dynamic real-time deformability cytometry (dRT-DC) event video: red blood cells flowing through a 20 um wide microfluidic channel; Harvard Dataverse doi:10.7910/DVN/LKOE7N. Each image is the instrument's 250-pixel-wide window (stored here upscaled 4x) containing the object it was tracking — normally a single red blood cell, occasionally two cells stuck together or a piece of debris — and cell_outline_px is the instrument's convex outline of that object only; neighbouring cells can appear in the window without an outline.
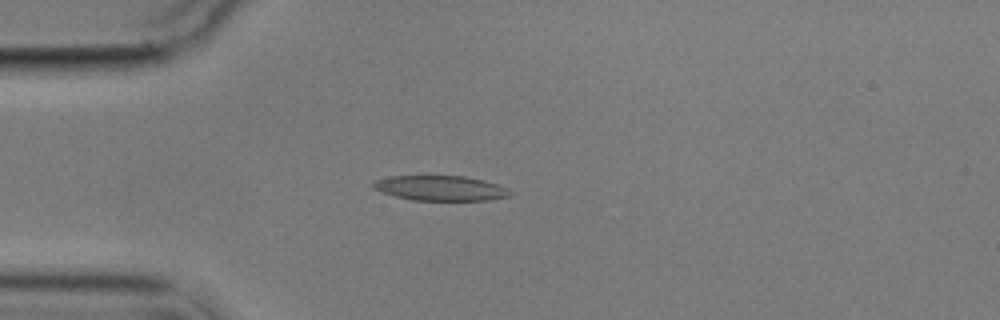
{"species": "common noctule bat (a hibernating species)", "species_latin": "Nyctalus noctula", "temperature_condition": "cold", "stored_images_in_passage": 8, "camera_frame_rate_fps": 3000, "um_per_image_px": 0.085, "animal": {"sex": "male", "body_mass_g": 17.9}, "frame": {"image": 1, "passage_image": 4, "time_ms": 4.333, "image_size_px": [1000, 320], "cell_outline_px": [[512, 192], [508, 196], [488, 200], [412, 200], [396, 196], [372, 188], [372, 184], [376, 180], [392, 176], [464, 176], [484, 180], [508, 188]], "centroid_in_image_um": [37.46, 15.99], "position_along_channel_um": 47.5, "area_um2": 19.71}}
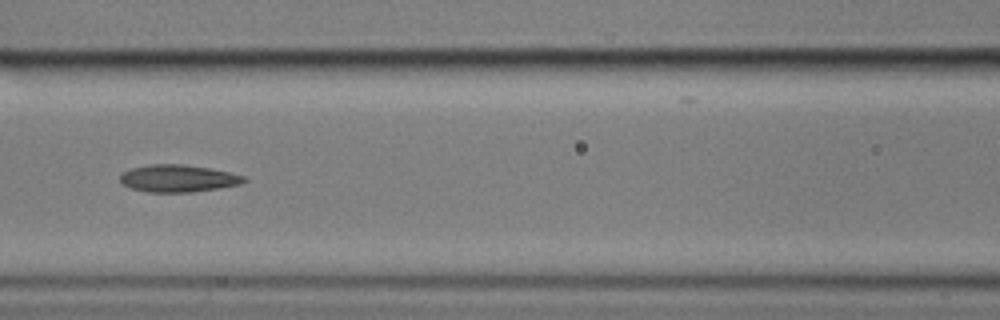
{"frame": {"image": 2, "passage_image": 7, "time_ms": 7.667, "image_size_px": [1000, 320], "cell_outline_px": [[248, 180], [240, 184], [220, 188], [192, 192], [148, 192], [132, 188], [124, 184], [120, 180], [120, 176], [124, 172], [132, 168], [148, 164], [184, 164], [208, 168], [228, 172], [244, 176]], "centroid_in_image_um": [15.15, 15.16], "position_along_channel_um": 151.4, "area_um2": 19.54}}
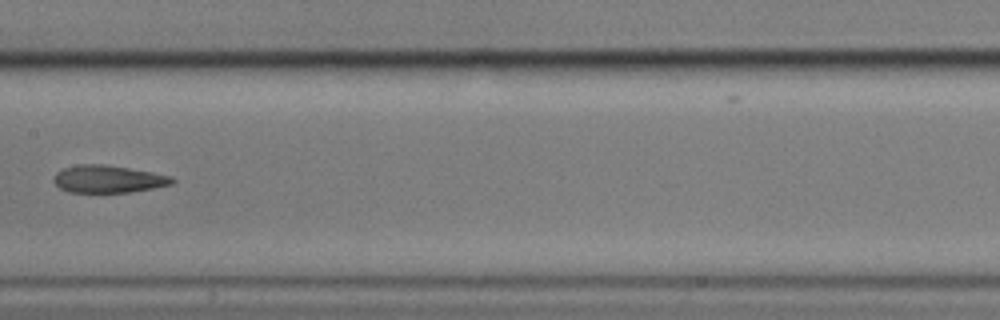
{"frame": {"image": 3, "passage_image": 8, "time_ms": 9.0, "image_size_px": [1000, 320], "cell_outline_px": [[176, 180], [172, 184], [152, 188], [128, 192], [68, 192], [60, 188], [52, 180], [52, 176], [56, 172], [64, 168], [80, 164], [104, 164], [152, 172], [172, 176]], "centroid_in_image_um": [9.17, 15.21], "position_along_channel_um": 198.2, "area_um2": 18.9}}